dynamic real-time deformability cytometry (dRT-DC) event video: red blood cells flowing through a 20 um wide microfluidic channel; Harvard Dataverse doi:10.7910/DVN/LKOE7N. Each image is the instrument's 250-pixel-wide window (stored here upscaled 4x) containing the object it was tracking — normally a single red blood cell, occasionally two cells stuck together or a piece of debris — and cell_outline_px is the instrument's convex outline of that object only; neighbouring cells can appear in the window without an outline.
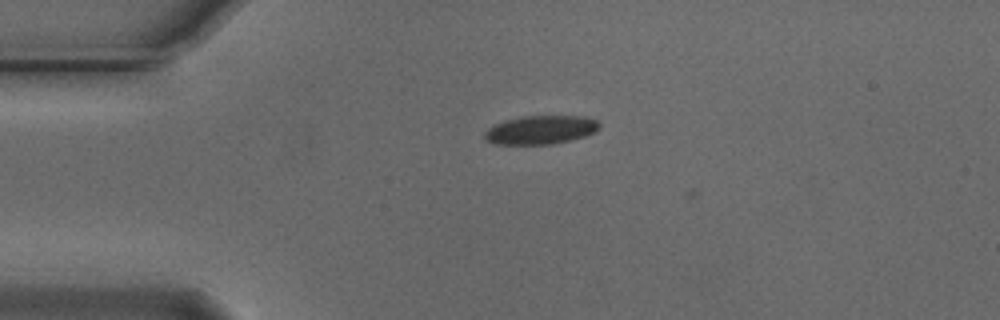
{"species": "Egyptian fruit bat (a non-hibernating species)", "species_latin": "Rousettus aegyptiacus", "temperature_condition": "cold", "stored_images_in_passage": 34, "camera_frame_rate_fps": 3000, "um_per_image_px": 0.085, "animal": {"sex": "male"}, "frame": {"image": 1, "passage_image": 1, "time_ms": 0.0, "image_size_px": [1000, 320], "cell_outline_px": [[600, 128], [596, 132], [584, 136], [552, 144], [496, 144], [484, 140], [484, 132], [492, 124], [504, 120], [520, 116], [584, 116], [596, 120], [600, 124]], "centroid_in_image_um": [45.92, 11.03], "position_along_channel_um": 39.1, "area_um2": 19.31}}
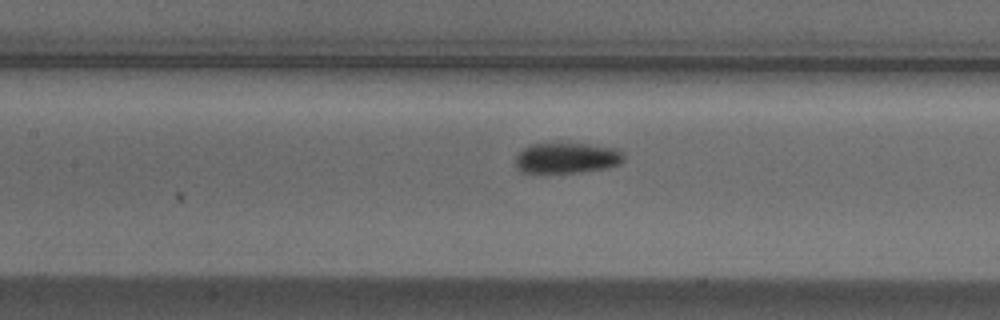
{"frame": {"image": 2, "passage_image": 13, "time_ms": 4.0, "image_size_px": [1000, 320], "cell_outline_px": [[624, 160], [620, 164], [604, 168], [580, 172], [520, 172], [516, 168], [516, 152], [528, 144], [588, 144], [620, 148], [624, 152]], "centroid_in_image_um": [48.19, 13.41], "position_along_channel_um": 159.2, "area_um2": 19.48}}
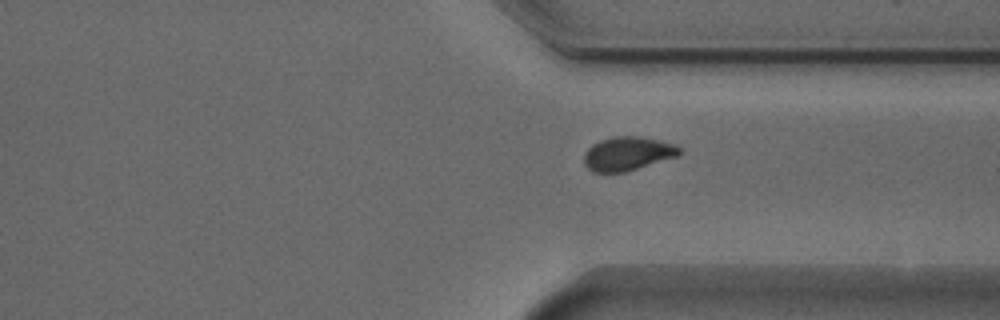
{"frame": {"image": 3, "passage_image": 29, "time_ms": 9.333, "image_size_px": [1000, 320], "cell_outline_px": [[684, 152], [680, 156], [624, 172], [592, 172], [584, 164], [584, 152], [592, 144], [600, 140], [612, 136], [640, 136], [676, 144]], "centroid_in_image_um": [53.38, 13.05], "position_along_channel_um": 358.0, "area_um2": 19.07}, "authors_computed_cell_mechanics": {"area_um2": 19.7387, "velocity_mm_per_s": 3.726, "shape_relaxation_time_tau1_ms": 5.0341, "shape_relaxation_time_tau2_ms": 3.667, "deformation_change_tau1": 0.1259, "deformation_change_tau2": 0.0643}}